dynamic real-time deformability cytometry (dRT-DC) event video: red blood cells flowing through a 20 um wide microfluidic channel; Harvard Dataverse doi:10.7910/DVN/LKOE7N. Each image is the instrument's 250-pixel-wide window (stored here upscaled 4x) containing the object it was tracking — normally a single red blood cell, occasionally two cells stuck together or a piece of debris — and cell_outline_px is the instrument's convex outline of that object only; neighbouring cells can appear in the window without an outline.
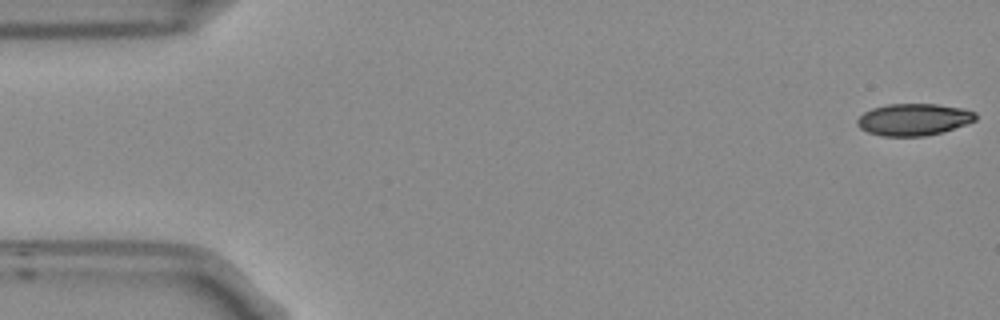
{"species": "Egyptian fruit bat (a non-hibernating species)", "species_latin": "Rousettus aegyptiacus", "temperature_condition": "room temperature", "stored_images_in_passage": 54, "camera_frame_rate_fps": 3000, "um_per_image_px": 0.085, "frame": {"image": 1, "passage_image": 1, "time_ms": 0.0, "image_size_px": [1000, 320], "cell_outline_px": [[976, 120], [944, 132], [924, 136], [880, 136], [868, 132], [860, 128], [856, 124], [856, 120], [864, 112], [872, 108], [888, 104], [936, 104], [964, 108], [976, 112]], "centroid_in_image_um": [77.66, 10.16], "position_along_channel_um": 7.3, "area_um2": 22.14}}
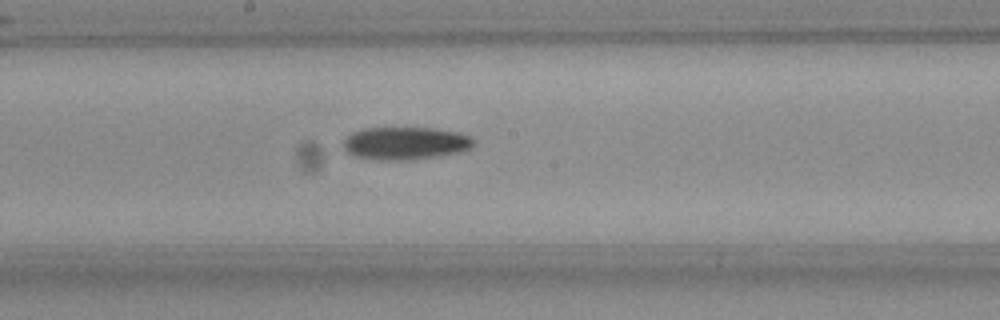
{"frame": {"image": 2, "passage_image": 28, "time_ms": 9.0, "image_size_px": [1000, 320], "cell_outline_px": [[472, 144], [464, 152], [416, 160], [380, 160], [356, 156], [348, 152], [344, 148], [344, 140], [352, 132], [364, 128], [432, 128], [460, 132], [468, 136], [472, 140]], "centroid_in_image_um": [34.47, 12.18], "position_along_channel_um": 213.7, "area_um2": 24.85}}
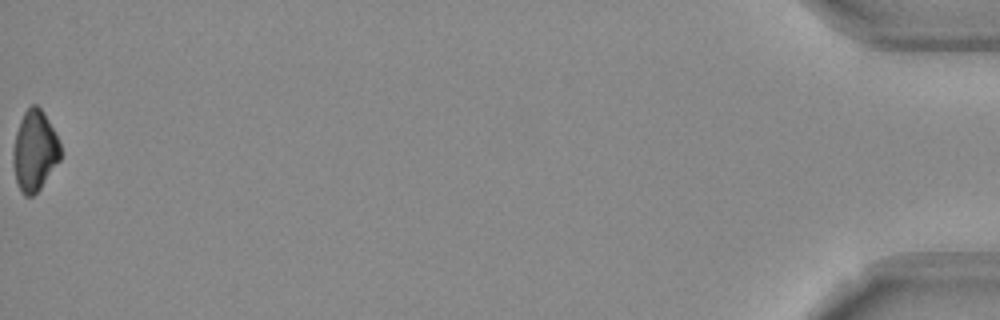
{"frame": {"image": 3, "passage_image": 54, "time_ms": 17.667, "image_size_px": [1000, 320], "cell_outline_px": [[60, 160], [40, 188], [32, 196], [24, 196], [20, 192], [16, 184], [12, 164], [12, 152], [16, 132], [20, 120], [24, 112], [32, 104], [36, 104], [44, 112], [60, 144]], "centroid_in_image_um": [2.91, 12.84], "position_along_channel_um": 432.3, "area_um2": 22.25}}